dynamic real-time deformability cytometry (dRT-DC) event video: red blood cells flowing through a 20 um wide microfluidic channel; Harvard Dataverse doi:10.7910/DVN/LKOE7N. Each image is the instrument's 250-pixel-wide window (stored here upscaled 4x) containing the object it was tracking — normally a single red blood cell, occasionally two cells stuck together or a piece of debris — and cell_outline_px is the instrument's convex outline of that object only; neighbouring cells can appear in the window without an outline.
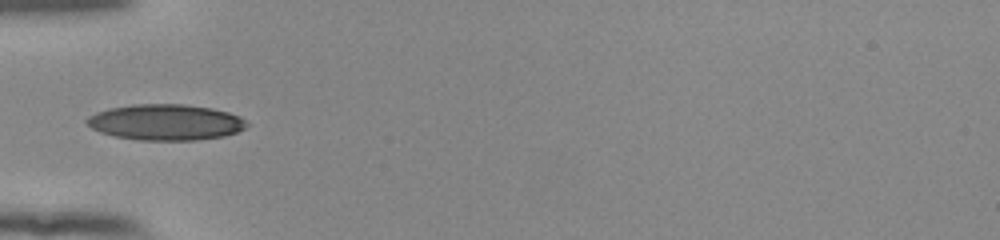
{"species": "human", "species_latin": "Homo sapiens", "temperature_condition": "room temperature", "stored_images_in_passage": 35, "camera_frame_rate_fps": 3000, "um_per_image_px": 0.085, "donor": {"sex": "female"}, "frame": {"image": 1, "passage_image": 1, "time_ms": 0.0, "image_size_px": [1000, 240], "cell_outline_px": [[252, 124], [236, 132], [224, 136], [196, 140], [136, 140], [116, 136], [100, 132], [92, 128], [84, 120], [88, 116], [96, 112], [108, 108], [132, 104], [184, 104], [212, 108], [228, 112], [240, 116]], "centroid_in_image_um": [14.09, 10.38], "position_along_channel_um": 70.9, "area_um2": 33.7}}
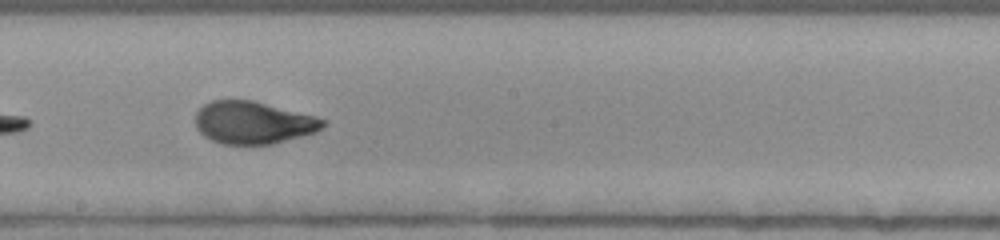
{"frame": {"image": 2, "passage_image": 13, "time_ms": 4.0, "image_size_px": [1000, 240], "cell_outline_px": [[328, 120], [316, 132], [272, 144], [220, 144], [204, 136], [196, 128], [196, 112], [204, 104], [212, 100], [252, 100], [316, 116]], "centroid_in_image_um": [21.51, 10.42], "position_along_channel_um": 226.7, "area_um2": 31.5}}
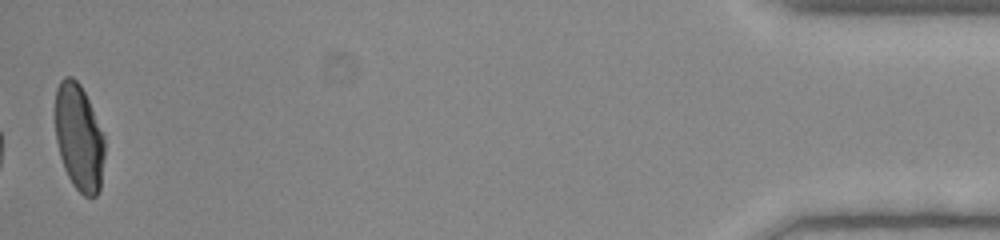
{"frame": {"image": 3, "passage_image": 35, "time_ms": 11.333, "image_size_px": [1000, 240], "cell_outline_px": [[104, 156], [100, 188], [96, 196], [84, 196], [72, 184], [64, 168], [60, 156], [56, 140], [56, 88], [60, 80], [64, 76], [72, 76], [80, 84], [88, 100], [104, 136]], "centroid_in_image_um": [6.71, 11.68], "position_along_channel_um": 428.5, "area_um2": 30.46}, "authors_computed_cell_mechanics": {"area_um2": 31.7322, "velocity_mm_per_s": 3.9105, "shape_relaxation_time_tau1_ms": 4.7329, "shape_relaxation_time_tau2_ms": 0.6538, "deformation_change_tau1": 0.1914, "deformation_change_tau2": 0.0512}}